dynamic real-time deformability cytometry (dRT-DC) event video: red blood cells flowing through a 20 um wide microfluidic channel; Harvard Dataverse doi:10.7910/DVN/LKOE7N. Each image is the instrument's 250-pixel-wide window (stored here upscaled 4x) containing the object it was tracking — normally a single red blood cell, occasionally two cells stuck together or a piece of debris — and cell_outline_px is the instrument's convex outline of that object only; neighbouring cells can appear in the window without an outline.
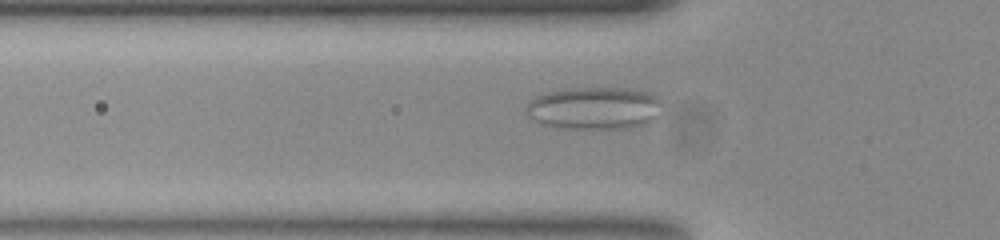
{"species": "common noctule bat (a hibernating species)", "species_latin": "Nyctalus noctula", "temperature_condition": "room temperature", "stored_images_in_passage": 34, "camera_frame_rate_fps": 3000, "um_per_image_px": 0.085, "animal": {"sex": "female", "body_mass_g": 23.0, "forearm_length_mm": 53.4}, "frame": {"image": 1, "passage_image": 19, "time_ms": 6.0, "image_size_px": [1000, 240], "cell_outline_px": [[660, 104], [652, 116], [644, 124], [628, 128], [584, 128], [548, 124], [536, 120], [528, 116], [524, 108], [528, 100], [536, 96], [548, 92], [564, 88], [632, 88], [652, 92], [660, 100]], "centroid_in_image_um": [50.47, 9.14], "position_along_channel_um": 75.3, "area_um2": 32.95}}
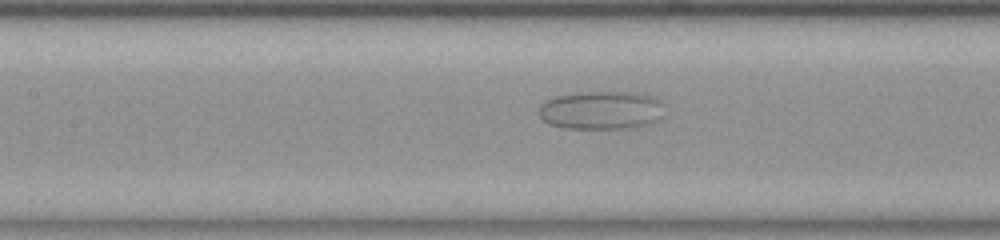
{"frame": {"image": 2, "passage_image": 26, "time_ms": 8.333, "image_size_px": [1000, 240], "cell_outline_px": [[664, 104], [660, 116], [656, 120], [644, 124], [624, 128], [568, 128], [548, 124], [540, 116], [540, 104], [544, 100], [556, 96], [584, 92], [636, 92], [656, 96]], "centroid_in_image_um": [51.1, 9.34], "position_along_channel_um": 156.3, "area_um2": 27.92}}
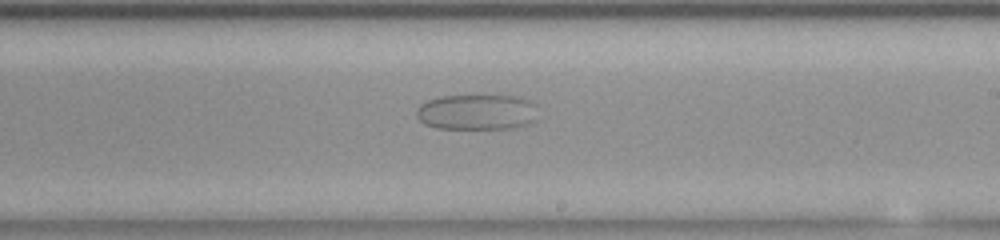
{"frame": {"image": 3, "passage_image": 34, "time_ms": 11.0, "image_size_px": [1000, 240], "cell_outline_px": [[536, 104], [532, 120], [524, 124], [504, 128], [436, 128], [424, 124], [416, 116], [416, 108], [420, 104], [428, 100], [440, 96], [520, 96], [532, 100]], "centroid_in_image_um": [40.46, 9.5], "position_along_channel_um": 248.5, "area_um2": 24.85}}